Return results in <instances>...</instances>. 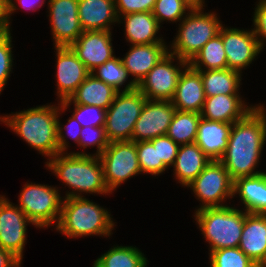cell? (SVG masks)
I'll return each instance as SVG.
<instances>
[{
    "label": "cell",
    "instance_id": "cell-1",
    "mask_svg": "<svg viewBox=\"0 0 266 267\" xmlns=\"http://www.w3.org/2000/svg\"><path fill=\"white\" fill-rule=\"evenodd\" d=\"M263 105H256L243 119L232 124L227 148L219 160L232 180L255 176L254 171L266 141V112Z\"/></svg>",
    "mask_w": 266,
    "mask_h": 267
},
{
    "label": "cell",
    "instance_id": "cell-2",
    "mask_svg": "<svg viewBox=\"0 0 266 267\" xmlns=\"http://www.w3.org/2000/svg\"><path fill=\"white\" fill-rule=\"evenodd\" d=\"M46 167L68 188L64 198L85 197L81 193H110L105 181L99 156L83 152L59 153L48 159Z\"/></svg>",
    "mask_w": 266,
    "mask_h": 267
},
{
    "label": "cell",
    "instance_id": "cell-3",
    "mask_svg": "<svg viewBox=\"0 0 266 267\" xmlns=\"http://www.w3.org/2000/svg\"><path fill=\"white\" fill-rule=\"evenodd\" d=\"M59 106L44 105L5 115L3 123L12 128L31 148L47 156L59 154L57 117Z\"/></svg>",
    "mask_w": 266,
    "mask_h": 267
},
{
    "label": "cell",
    "instance_id": "cell-4",
    "mask_svg": "<svg viewBox=\"0 0 266 267\" xmlns=\"http://www.w3.org/2000/svg\"><path fill=\"white\" fill-rule=\"evenodd\" d=\"M56 230L69 238L80 236H110L114 222L103 207L85 197L63 198Z\"/></svg>",
    "mask_w": 266,
    "mask_h": 267
},
{
    "label": "cell",
    "instance_id": "cell-5",
    "mask_svg": "<svg viewBox=\"0 0 266 267\" xmlns=\"http://www.w3.org/2000/svg\"><path fill=\"white\" fill-rule=\"evenodd\" d=\"M248 213L235 207L224 206L197 209L195 220L202 231L209 251L239 247L245 216Z\"/></svg>",
    "mask_w": 266,
    "mask_h": 267
},
{
    "label": "cell",
    "instance_id": "cell-6",
    "mask_svg": "<svg viewBox=\"0 0 266 267\" xmlns=\"http://www.w3.org/2000/svg\"><path fill=\"white\" fill-rule=\"evenodd\" d=\"M202 7L193 8L181 20L176 38L168 52L188 63L201 48L217 34L222 26L217 14L203 13ZM173 49V50H172Z\"/></svg>",
    "mask_w": 266,
    "mask_h": 267
},
{
    "label": "cell",
    "instance_id": "cell-7",
    "mask_svg": "<svg viewBox=\"0 0 266 267\" xmlns=\"http://www.w3.org/2000/svg\"><path fill=\"white\" fill-rule=\"evenodd\" d=\"M146 100L137 88L117 93L106 110L104 127L109 142L131 141L135 123Z\"/></svg>",
    "mask_w": 266,
    "mask_h": 267
},
{
    "label": "cell",
    "instance_id": "cell-8",
    "mask_svg": "<svg viewBox=\"0 0 266 267\" xmlns=\"http://www.w3.org/2000/svg\"><path fill=\"white\" fill-rule=\"evenodd\" d=\"M58 191L56 187L44 184L26 183L18 196L17 206L36 227H48L54 222L56 227L63 203Z\"/></svg>",
    "mask_w": 266,
    "mask_h": 267
},
{
    "label": "cell",
    "instance_id": "cell-9",
    "mask_svg": "<svg viewBox=\"0 0 266 267\" xmlns=\"http://www.w3.org/2000/svg\"><path fill=\"white\" fill-rule=\"evenodd\" d=\"M99 158L103 166L104 181L110 193L130 177L141 174L136 142H109Z\"/></svg>",
    "mask_w": 266,
    "mask_h": 267
},
{
    "label": "cell",
    "instance_id": "cell-10",
    "mask_svg": "<svg viewBox=\"0 0 266 267\" xmlns=\"http://www.w3.org/2000/svg\"><path fill=\"white\" fill-rule=\"evenodd\" d=\"M234 181L219 160L210 161L204 170L187 186L202 202L198 209L224 207L225 199L233 198Z\"/></svg>",
    "mask_w": 266,
    "mask_h": 267
},
{
    "label": "cell",
    "instance_id": "cell-11",
    "mask_svg": "<svg viewBox=\"0 0 266 267\" xmlns=\"http://www.w3.org/2000/svg\"><path fill=\"white\" fill-rule=\"evenodd\" d=\"M173 59L178 61L179 66L173 65ZM187 65V61L168 52L137 85V89L149 100L171 101L182 68Z\"/></svg>",
    "mask_w": 266,
    "mask_h": 267
},
{
    "label": "cell",
    "instance_id": "cell-12",
    "mask_svg": "<svg viewBox=\"0 0 266 267\" xmlns=\"http://www.w3.org/2000/svg\"><path fill=\"white\" fill-rule=\"evenodd\" d=\"M28 223L34 225L17 205L0 195V248L11 252L21 262Z\"/></svg>",
    "mask_w": 266,
    "mask_h": 267
},
{
    "label": "cell",
    "instance_id": "cell-13",
    "mask_svg": "<svg viewBox=\"0 0 266 267\" xmlns=\"http://www.w3.org/2000/svg\"><path fill=\"white\" fill-rule=\"evenodd\" d=\"M219 34L224 44L227 68L242 73L256 56L262 51L257 37L252 30L224 28L222 25Z\"/></svg>",
    "mask_w": 266,
    "mask_h": 267
},
{
    "label": "cell",
    "instance_id": "cell-14",
    "mask_svg": "<svg viewBox=\"0 0 266 267\" xmlns=\"http://www.w3.org/2000/svg\"><path fill=\"white\" fill-rule=\"evenodd\" d=\"M175 111L172 101L147 99L135 123L131 141H150L166 135Z\"/></svg>",
    "mask_w": 266,
    "mask_h": 267
},
{
    "label": "cell",
    "instance_id": "cell-15",
    "mask_svg": "<svg viewBox=\"0 0 266 267\" xmlns=\"http://www.w3.org/2000/svg\"><path fill=\"white\" fill-rule=\"evenodd\" d=\"M50 27L55 47L70 46L83 33L78 0H49Z\"/></svg>",
    "mask_w": 266,
    "mask_h": 267
},
{
    "label": "cell",
    "instance_id": "cell-16",
    "mask_svg": "<svg viewBox=\"0 0 266 267\" xmlns=\"http://www.w3.org/2000/svg\"><path fill=\"white\" fill-rule=\"evenodd\" d=\"M111 36V31H83L69 47L91 73L115 57Z\"/></svg>",
    "mask_w": 266,
    "mask_h": 267
},
{
    "label": "cell",
    "instance_id": "cell-17",
    "mask_svg": "<svg viewBox=\"0 0 266 267\" xmlns=\"http://www.w3.org/2000/svg\"><path fill=\"white\" fill-rule=\"evenodd\" d=\"M57 57V96L61 101L69 99L90 74L69 46L55 47Z\"/></svg>",
    "mask_w": 266,
    "mask_h": 267
},
{
    "label": "cell",
    "instance_id": "cell-18",
    "mask_svg": "<svg viewBox=\"0 0 266 267\" xmlns=\"http://www.w3.org/2000/svg\"><path fill=\"white\" fill-rule=\"evenodd\" d=\"M168 53L166 43L131 45L124 58L123 66L129 75L134 78L126 85L123 91H131L149 73V71Z\"/></svg>",
    "mask_w": 266,
    "mask_h": 267
},
{
    "label": "cell",
    "instance_id": "cell-19",
    "mask_svg": "<svg viewBox=\"0 0 266 267\" xmlns=\"http://www.w3.org/2000/svg\"><path fill=\"white\" fill-rule=\"evenodd\" d=\"M184 70L179 76L172 104L178 111L201 113L205 101L201 73L189 64Z\"/></svg>",
    "mask_w": 266,
    "mask_h": 267
},
{
    "label": "cell",
    "instance_id": "cell-20",
    "mask_svg": "<svg viewBox=\"0 0 266 267\" xmlns=\"http://www.w3.org/2000/svg\"><path fill=\"white\" fill-rule=\"evenodd\" d=\"M255 106L249 107L239 95L205 97L201 117L205 120L233 124L243 119Z\"/></svg>",
    "mask_w": 266,
    "mask_h": 267
},
{
    "label": "cell",
    "instance_id": "cell-21",
    "mask_svg": "<svg viewBox=\"0 0 266 267\" xmlns=\"http://www.w3.org/2000/svg\"><path fill=\"white\" fill-rule=\"evenodd\" d=\"M78 16L83 31H110L119 22L114 0H78Z\"/></svg>",
    "mask_w": 266,
    "mask_h": 267
},
{
    "label": "cell",
    "instance_id": "cell-22",
    "mask_svg": "<svg viewBox=\"0 0 266 267\" xmlns=\"http://www.w3.org/2000/svg\"><path fill=\"white\" fill-rule=\"evenodd\" d=\"M232 124L205 120L198 123L195 143L212 160H220L227 148Z\"/></svg>",
    "mask_w": 266,
    "mask_h": 267
},
{
    "label": "cell",
    "instance_id": "cell-23",
    "mask_svg": "<svg viewBox=\"0 0 266 267\" xmlns=\"http://www.w3.org/2000/svg\"><path fill=\"white\" fill-rule=\"evenodd\" d=\"M117 93L118 91L116 89L90 73L69 99L58 103H60L65 110H67L71 103L92 105L107 110Z\"/></svg>",
    "mask_w": 266,
    "mask_h": 267
},
{
    "label": "cell",
    "instance_id": "cell-24",
    "mask_svg": "<svg viewBox=\"0 0 266 267\" xmlns=\"http://www.w3.org/2000/svg\"><path fill=\"white\" fill-rule=\"evenodd\" d=\"M239 248L258 266L266 257V215L245 216Z\"/></svg>",
    "mask_w": 266,
    "mask_h": 267
},
{
    "label": "cell",
    "instance_id": "cell-25",
    "mask_svg": "<svg viewBox=\"0 0 266 267\" xmlns=\"http://www.w3.org/2000/svg\"><path fill=\"white\" fill-rule=\"evenodd\" d=\"M123 17H119V23L121 19L124 21L125 38L131 45L165 43L156 36L161 25L152 12H136Z\"/></svg>",
    "mask_w": 266,
    "mask_h": 267
},
{
    "label": "cell",
    "instance_id": "cell-26",
    "mask_svg": "<svg viewBox=\"0 0 266 267\" xmlns=\"http://www.w3.org/2000/svg\"><path fill=\"white\" fill-rule=\"evenodd\" d=\"M236 194L247 213L266 215V172L235 180L233 196Z\"/></svg>",
    "mask_w": 266,
    "mask_h": 267
},
{
    "label": "cell",
    "instance_id": "cell-27",
    "mask_svg": "<svg viewBox=\"0 0 266 267\" xmlns=\"http://www.w3.org/2000/svg\"><path fill=\"white\" fill-rule=\"evenodd\" d=\"M211 160L194 142L180 145L173 168L175 178L184 187L188 186Z\"/></svg>",
    "mask_w": 266,
    "mask_h": 267
},
{
    "label": "cell",
    "instance_id": "cell-28",
    "mask_svg": "<svg viewBox=\"0 0 266 267\" xmlns=\"http://www.w3.org/2000/svg\"><path fill=\"white\" fill-rule=\"evenodd\" d=\"M205 97L216 95H240L241 73L229 68L199 71Z\"/></svg>",
    "mask_w": 266,
    "mask_h": 267
},
{
    "label": "cell",
    "instance_id": "cell-29",
    "mask_svg": "<svg viewBox=\"0 0 266 267\" xmlns=\"http://www.w3.org/2000/svg\"><path fill=\"white\" fill-rule=\"evenodd\" d=\"M147 258L133 246H114L94 261L93 267H147Z\"/></svg>",
    "mask_w": 266,
    "mask_h": 267
},
{
    "label": "cell",
    "instance_id": "cell-30",
    "mask_svg": "<svg viewBox=\"0 0 266 267\" xmlns=\"http://www.w3.org/2000/svg\"><path fill=\"white\" fill-rule=\"evenodd\" d=\"M188 64L197 71L227 68V57L221 35L217 34L210 39Z\"/></svg>",
    "mask_w": 266,
    "mask_h": 267
},
{
    "label": "cell",
    "instance_id": "cell-31",
    "mask_svg": "<svg viewBox=\"0 0 266 267\" xmlns=\"http://www.w3.org/2000/svg\"><path fill=\"white\" fill-rule=\"evenodd\" d=\"M200 119V113L176 110L166 135L178 145L194 143Z\"/></svg>",
    "mask_w": 266,
    "mask_h": 267
},
{
    "label": "cell",
    "instance_id": "cell-32",
    "mask_svg": "<svg viewBox=\"0 0 266 267\" xmlns=\"http://www.w3.org/2000/svg\"><path fill=\"white\" fill-rule=\"evenodd\" d=\"M210 267H258L239 247L210 251Z\"/></svg>",
    "mask_w": 266,
    "mask_h": 267
},
{
    "label": "cell",
    "instance_id": "cell-33",
    "mask_svg": "<svg viewBox=\"0 0 266 267\" xmlns=\"http://www.w3.org/2000/svg\"><path fill=\"white\" fill-rule=\"evenodd\" d=\"M96 78L120 92V87L128 79L129 73L120 58L113 57L105 64L98 66L91 72Z\"/></svg>",
    "mask_w": 266,
    "mask_h": 267
},
{
    "label": "cell",
    "instance_id": "cell-34",
    "mask_svg": "<svg viewBox=\"0 0 266 267\" xmlns=\"http://www.w3.org/2000/svg\"><path fill=\"white\" fill-rule=\"evenodd\" d=\"M193 7L186 0H156L152 11L159 25L163 21L179 22L186 17V11Z\"/></svg>",
    "mask_w": 266,
    "mask_h": 267
},
{
    "label": "cell",
    "instance_id": "cell-35",
    "mask_svg": "<svg viewBox=\"0 0 266 267\" xmlns=\"http://www.w3.org/2000/svg\"><path fill=\"white\" fill-rule=\"evenodd\" d=\"M136 151L141 173L158 176L168 169L162 162H158L157 145L150 141L136 142Z\"/></svg>",
    "mask_w": 266,
    "mask_h": 267
},
{
    "label": "cell",
    "instance_id": "cell-36",
    "mask_svg": "<svg viewBox=\"0 0 266 267\" xmlns=\"http://www.w3.org/2000/svg\"><path fill=\"white\" fill-rule=\"evenodd\" d=\"M12 36L10 30L0 32V94L10 77L13 67Z\"/></svg>",
    "mask_w": 266,
    "mask_h": 267
},
{
    "label": "cell",
    "instance_id": "cell-37",
    "mask_svg": "<svg viewBox=\"0 0 266 267\" xmlns=\"http://www.w3.org/2000/svg\"><path fill=\"white\" fill-rule=\"evenodd\" d=\"M73 117L82 127L105 126L106 110L92 105L74 104Z\"/></svg>",
    "mask_w": 266,
    "mask_h": 267
},
{
    "label": "cell",
    "instance_id": "cell-38",
    "mask_svg": "<svg viewBox=\"0 0 266 267\" xmlns=\"http://www.w3.org/2000/svg\"><path fill=\"white\" fill-rule=\"evenodd\" d=\"M108 145L109 141L107 139L104 126L82 127L78 146L84 149L90 146H96L97 151L96 154L93 155L100 156Z\"/></svg>",
    "mask_w": 266,
    "mask_h": 267
},
{
    "label": "cell",
    "instance_id": "cell-39",
    "mask_svg": "<svg viewBox=\"0 0 266 267\" xmlns=\"http://www.w3.org/2000/svg\"><path fill=\"white\" fill-rule=\"evenodd\" d=\"M59 106V112H58V117H57V138H58V147H59V153H65V150L68 149V142L65 139L66 136L64 135L63 129L67 131V134L72 140H74L77 145L79 143L80 139V132L82 129V126L80 123L71 115L69 119L67 120L68 123L62 127V124H60L59 120V114L65 110V108L61 104H57Z\"/></svg>",
    "mask_w": 266,
    "mask_h": 267
},
{
    "label": "cell",
    "instance_id": "cell-40",
    "mask_svg": "<svg viewBox=\"0 0 266 267\" xmlns=\"http://www.w3.org/2000/svg\"><path fill=\"white\" fill-rule=\"evenodd\" d=\"M150 142L157 145L158 162H162L167 168L173 166L180 145L167 135L151 139Z\"/></svg>",
    "mask_w": 266,
    "mask_h": 267
},
{
    "label": "cell",
    "instance_id": "cell-41",
    "mask_svg": "<svg viewBox=\"0 0 266 267\" xmlns=\"http://www.w3.org/2000/svg\"><path fill=\"white\" fill-rule=\"evenodd\" d=\"M117 16L136 12H152L156 0H114Z\"/></svg>",
    "mask_w": 266,
    "mask_h": 267
},
{
    "label": "cell",
    "instance_id": "cell-42",
    "mask_svg": "<svg viewBox=\"0 0 266 267\" xmlns=\"http://www.w3.org/2000/svg\"><path fill=\"white\" fill-rule=\"evenodd\" d=\"M257 7L255 8L253 16V32L257 37L261 48L265 45L264 39L266 40V0H259ZM261 36V37H260Z\"/></svg>",
    "mask_w": 266,
    "mask_h": 267
},
{
    "label": "cell",
    "instance_id": "cell-43",
    "mask_svg": "<svg viewBox=\"0 0 266 267\" xmlns=\"http://www.w3.org/2000/svg\"><path fill=\"white\" fill-rule=\"evenodd\" d=\"M17 7L13 0H0V32L10 30V15L18 10Z\"/></svg>",
    "mask_w": 266,
    "mask_h": 267
},
{
    "label": "cell",
    "instance_id": "cell-44",
    "mask_svg": "<svg viewBox=\"0 0 266 267\" xmlns=\"http://www.w3.org/2000/svg\"><path fill=\"white\" fill-rule=\"evenodd\" d=\"M21 261L11 252L0 248V267H20Z\"/></svg>",
    "mask_w": 266,
    "mask_h": 267
},
{
    "label": "cell",
    "instance_id": "cell-45",
    "mask_svg": "<svg viewBox=\"0 0 266 267\" xmlns=\"http://www.w3.org/2000/svg\"><path fill=\"white\" fill-rule=\"evenodd\" d=\"M19 5L21 6V8L27 9V10H32L35 11L37 10V8H40L45 0H17ZM40 3V4H39Z\"/></svg>",
    "mask_w": 266,
    "mask_h": 267
},
{
    "label": "cell",
    "instance_id": "cell-46",
    "mask_svg": "<svg viewBox=\"0 0 266 267\" xmlns=\"http://www.w3.org/2000/svg\"><path fill=\"white\" fill-rule=\"evenodd\" d=\"M193 8L204 7V0H186Z\"/></svg>",
    "mask_w": 266,
    "mask_h": 267
},
{
    "label": "cell",
    "instance_id": "cell-47",
    "mask_svg": "<svg viewBox=\"0 0 266 267\" xmlns=\"http://www.w3.org/2000/svg\"><path fill=\"white\" fill-rule=\"evenodd\" d=\"M258 267H266V257Z\"/></svg>",
    "mask_w": 266,
    "mask_h": 267
}]
</instances>
